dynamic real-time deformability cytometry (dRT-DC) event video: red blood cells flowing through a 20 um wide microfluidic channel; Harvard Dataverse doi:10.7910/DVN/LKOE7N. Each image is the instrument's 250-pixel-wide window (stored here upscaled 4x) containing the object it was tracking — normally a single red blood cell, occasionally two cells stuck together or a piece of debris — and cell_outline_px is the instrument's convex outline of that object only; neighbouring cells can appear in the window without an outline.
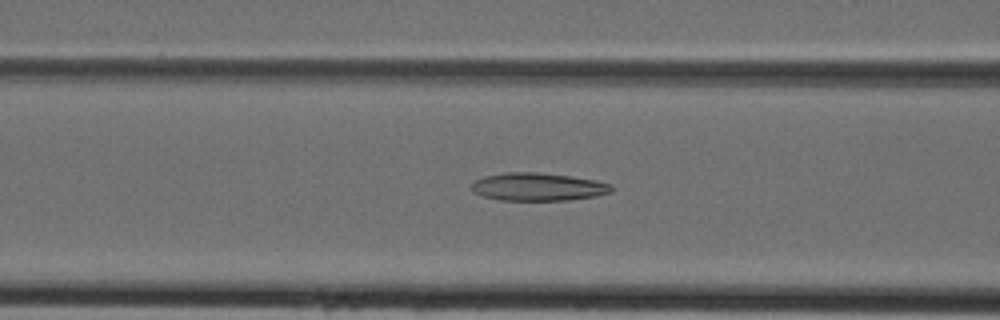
{"species": "Egyptian fruit bat (a non-hibernating species)", "species_latin": "Rousettus aegyptiacus", "temperature_condition": "cold", "stored_images_in_passage": 32, "camera_frame_rate_fps": 3000, "um_per_image_px": 0.085, "animal": {"sex": "female"}, "frame": {"image": 1, "passage_image": 6, "time_ms": 1.667, "image_size_px": [1000, 320], "cell_outline_px": [[612, 192], [596, 196], [568, 200], [500, 200], [484, 196], [472, 192], [472, 184], [476, 180], [484, 176], [504, 172], [536, 172], [572, 176], [596, 180], [612, 184]], "centroid_in_image_um": [45.75, 15.87], "position_along_channel_um": 120.9, "area_um2": 22.83}}
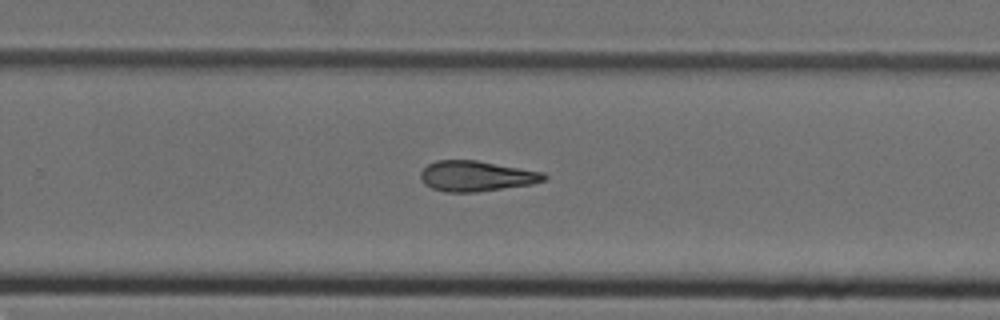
{"frame": {"image": 2, "passage_image": 17, "time_ms": 5.333, "image_size_px": [1000, 320], "cell_outline_px": [[548, 176], [544, 180], [532, 184], [476, 192], [444, 192], [432, 188], [424, 184], [420, 180], [420, 172], [428, 164], [436, 160], [476, 160], [544, 172]], "centroid_in_image_um": [40.46, 14.96], "position_along_channel_um": 289.3, "area_um2": 21.96}}
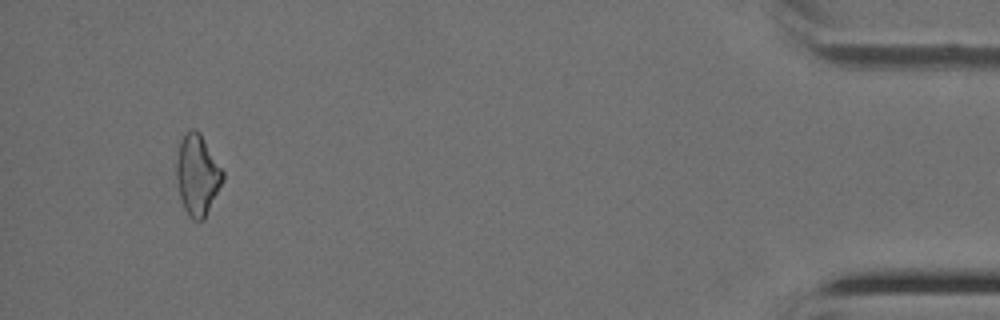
{"frame": {"image": 3, "passage_image": 30, "time_ms": 9.667, "image_size_px": [1000, 320], "cell_outline_px": [[224, 180], [204, 220], [192, 220], [188, 216], [180, 200], [176, 184], [176, 160], [180, 140], [192, 128], [196, 128], [200, 132], [224, 172]], "centroid_in_image_um": [16.77, 14.89], "position_along_channel_um": 418.4, "area_um2": 22.08}}